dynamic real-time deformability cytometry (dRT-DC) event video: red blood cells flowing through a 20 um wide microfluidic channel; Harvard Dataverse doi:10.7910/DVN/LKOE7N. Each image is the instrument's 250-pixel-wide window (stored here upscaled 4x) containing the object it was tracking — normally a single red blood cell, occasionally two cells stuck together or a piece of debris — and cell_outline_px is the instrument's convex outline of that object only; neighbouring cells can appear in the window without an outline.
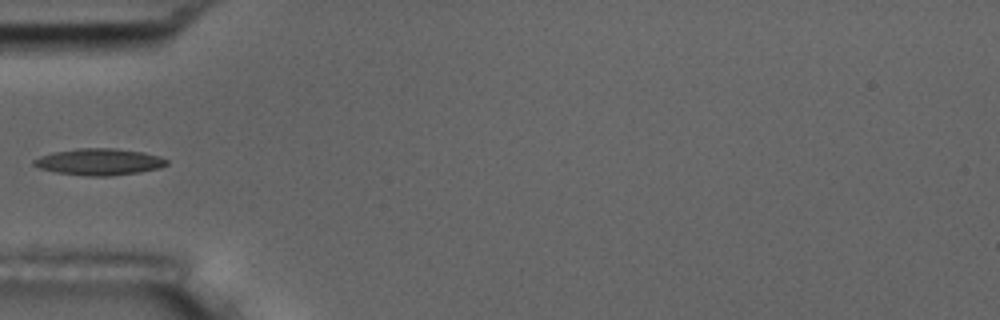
{"species": "common noctule bat (a hibernating species)", "species_latin": "Nyctalus noctula", "temperature_condition": "room temperature", "stored_images_in_passage": 2, "camera_frame_rate_fps": 3000, "um_per_image_px": 0.085, "animal": {"sex": "male", "body_mass_g": 17.5, "forearm_length_mm": 52.3}, "frame": {"image": 1, "passage_image": 1, "time_ms": 0.0, "image_size_px": [1000, 320], "cell_outline_px": [[168, 164], [160, 168], [140, 172], [108, 176], [88, 176], [56, 172], [40, 168], [32, 164], [32, 160], [40, 156], [56, 152], [76, 148], [116, 148], [144, 152], [160, 156], [168, 160]], "centroid_in_image_um": [8.46, 13.75], "position_along_channel_um": 76.5, "area_um2": 20.63}}